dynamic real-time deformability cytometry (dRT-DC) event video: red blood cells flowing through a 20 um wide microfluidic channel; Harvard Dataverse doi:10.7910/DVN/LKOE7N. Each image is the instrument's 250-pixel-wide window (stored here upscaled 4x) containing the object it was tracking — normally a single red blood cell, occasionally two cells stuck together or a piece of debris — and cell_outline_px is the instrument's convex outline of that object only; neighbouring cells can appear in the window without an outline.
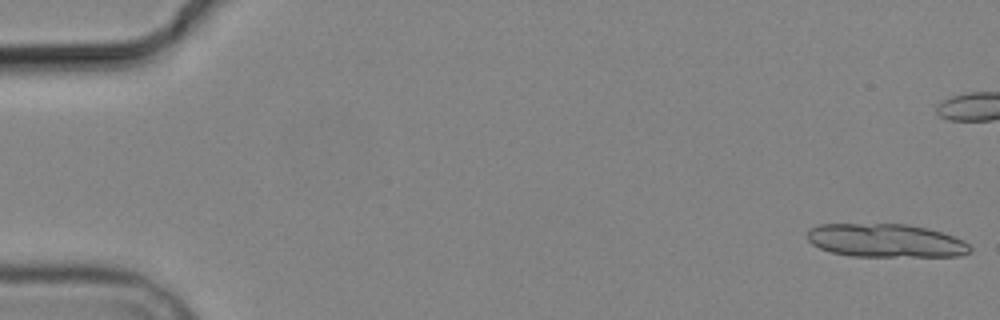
{"species": "common noctule bat (a hibernating species)", "species_latin": "Nyctalus noctula", "temperature_condition": "cold", "stored_images_in_passage": 12, "segment_of_instrument_passage": [1, 2], "camera_frame_rate_fps": 3000, "um_per_image_px": 0.085, "animal": {"sex": "male", "body_mass_g": 19.2, "forearm_length_mm": 51.8}, "frame": {"image": 1, "passage_image": 1, "time_ms": 0.0, "image_size_px": [1000, 320], "cell_outline_px": [[972, 252], [960, 256], [852, 256], [832, 252], [820, 248], [812, 244], [804, 236], [812, 228], [820, 224], [908, 224], [928, 228], [964, 240], [972, 248]], "centroid_in_image_um": [75.3, 20.45], "position_along_channel_um": 9.7, "area_um2": 31.73}}